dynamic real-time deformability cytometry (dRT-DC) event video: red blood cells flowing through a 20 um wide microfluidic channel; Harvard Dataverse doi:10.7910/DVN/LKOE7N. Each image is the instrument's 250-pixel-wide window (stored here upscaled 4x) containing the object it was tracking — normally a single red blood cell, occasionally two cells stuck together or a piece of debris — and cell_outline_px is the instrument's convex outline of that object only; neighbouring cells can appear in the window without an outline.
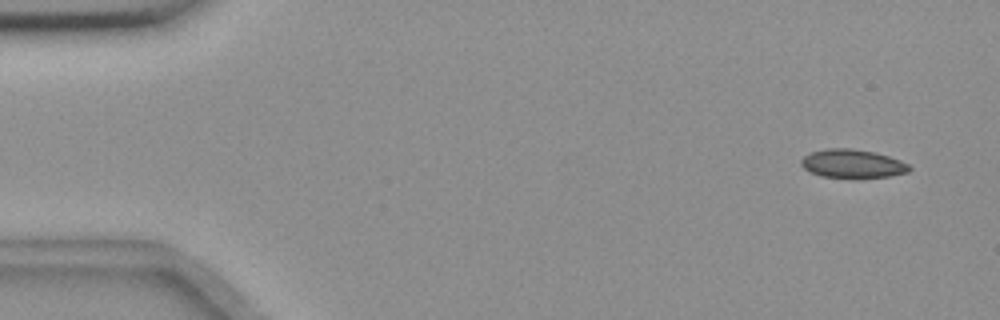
{"species": "common noctule bat (a hibernating species)", "species_latin": "Nyctalus noctula", "temperature_condition": "room temperature", "stored_images_in_passage": 4, "camera_frame_rate_fps": 3000, "um_per_image_px": 0.085, "animal": {"sex": "female", "body_mass_g": 18.4}, "frame": {"image": 1, "passage_image": 1, "time_ms": 0.0, "image_size_px": [1000, 320], "cell_outline_px": [[912, 168], [908, 172], [888, 176], [820, 176], [804, 168], [800, 164], [800, 160], [804, 156], [812, 152], [828, 148], [852, 148], [876, 152], [900, 160], [908, 164]], "centroid_in_image_um": [72.46, 13.88], "position_along_channel_um": 12.5, "area_um2": 17.51}}